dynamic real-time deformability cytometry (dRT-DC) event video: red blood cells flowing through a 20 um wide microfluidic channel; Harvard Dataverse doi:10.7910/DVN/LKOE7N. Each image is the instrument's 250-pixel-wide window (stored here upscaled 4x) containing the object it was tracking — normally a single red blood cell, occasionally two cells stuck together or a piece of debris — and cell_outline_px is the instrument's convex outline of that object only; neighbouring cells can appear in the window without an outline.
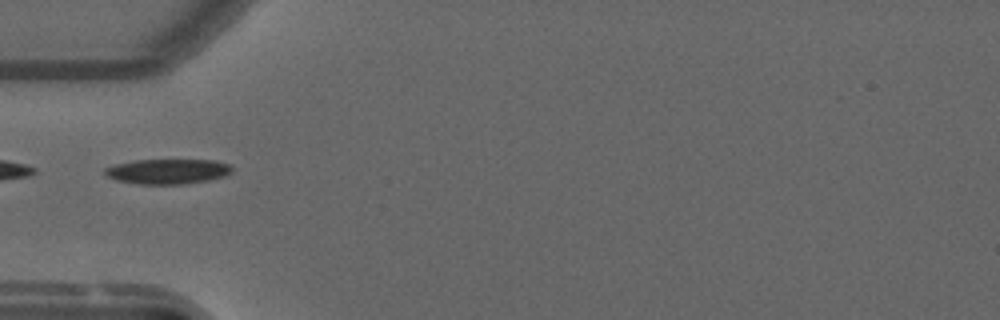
{"species": "common noctule bat (a hibernating species)", "species_latin": "Nyctalus noctula", "temperature_condition": "warm", "stored_images_in_passage": 37, "camera_frame_rate_fps": 3000, "um_per_image_px": 0.085, "animal": {"sex": "male", "forearm_length_mm": 52.5}, "frame": {"image": 1, "passage_image": 1, "time_ms": 0.0, "image_size_px": [1000, 320], "cell_outline_px": [[232, 172], [224, 176], [208, 180], [184, 184], [140, 184], [116, 180], [108, 176], [104, 172], [104, 168], [116, 164], [136, 160], [216, 160], [232, 164]], "centroid_in_image_um": [14.29, 14.56], "position_along_channel_um": 70.7, "area_um2": 18.55}, "authors_computed_cell_mechanics": {"area_um2": 19.4786, "velocity_mm_per_s": 3.7214, "shape_relaxation_time_tau1_ms": 6.1177, "shape_relaxation_time_tau2_ms": null, "deformation_change_tau1": 0.1672, "deformation_change_tau2": null}}